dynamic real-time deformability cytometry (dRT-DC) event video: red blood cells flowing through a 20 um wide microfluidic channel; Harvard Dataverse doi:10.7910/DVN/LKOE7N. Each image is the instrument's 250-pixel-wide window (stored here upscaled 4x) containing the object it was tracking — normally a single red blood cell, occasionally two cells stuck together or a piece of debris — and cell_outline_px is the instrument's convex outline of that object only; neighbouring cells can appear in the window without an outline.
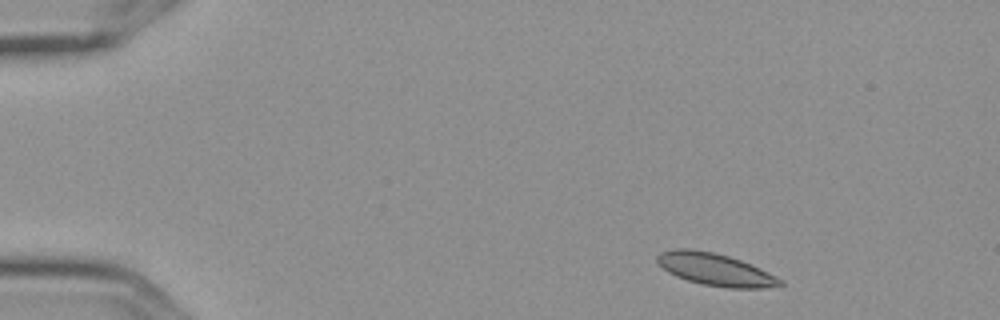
{"species": "Egyptian fruit bat (a non-hibernating species)", "species_latin": "Rousettus aegyptiacus", "temperature_condition": "cold", "stored_images_in_passage": 4, "camera_frame_rate_fps": 3000, "um_per_image_px": 0.085, "frame": {"image": 1, "passage_image": 1, "time_ms": 0.0, "image_size_px": [1000, 320], "cell_outline_px": [[784, 284], [764, 288], [728, 288], [700, 284], [676, 276], [668, 272], [656, 260], [656, 256], [660, 252], [676, 248], [688, 248], [712, 252], [728, 256], [740, 260], [760, 268], [784, 280]], "centroid_in_image_um": [60.8, 22.91], "position_along_channel_um": 24.2, "area_um2": 23.06}}
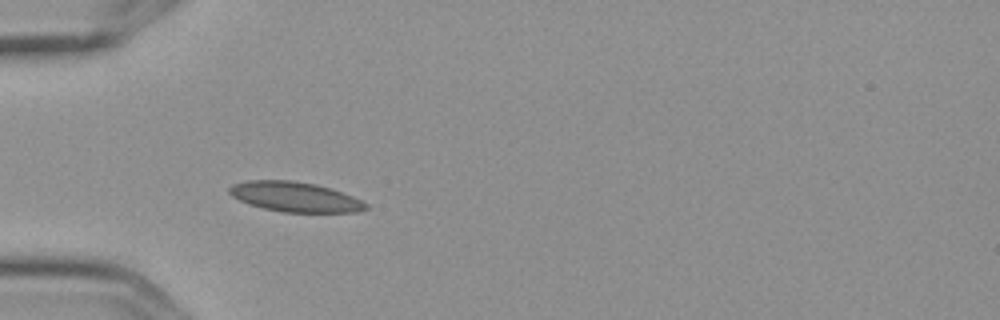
{"frame": {"image": 2, "passage_image": 3, "time_ms": 0.667, "image_size_px": [1000, 320], "cell_outline_px": [[368, 208], [360, 212], [284, 212], [264, 208], [248, 204], [232, 196], [228, 192], [228, 188], [232, 184], [248, 180], [292, 180], [316, 184], [352, 196], [368, 204]], "centroid_in_image_um": [25.05, 16.73], "position_along_channel_um": 60.0, "area_um2": 23.7}}